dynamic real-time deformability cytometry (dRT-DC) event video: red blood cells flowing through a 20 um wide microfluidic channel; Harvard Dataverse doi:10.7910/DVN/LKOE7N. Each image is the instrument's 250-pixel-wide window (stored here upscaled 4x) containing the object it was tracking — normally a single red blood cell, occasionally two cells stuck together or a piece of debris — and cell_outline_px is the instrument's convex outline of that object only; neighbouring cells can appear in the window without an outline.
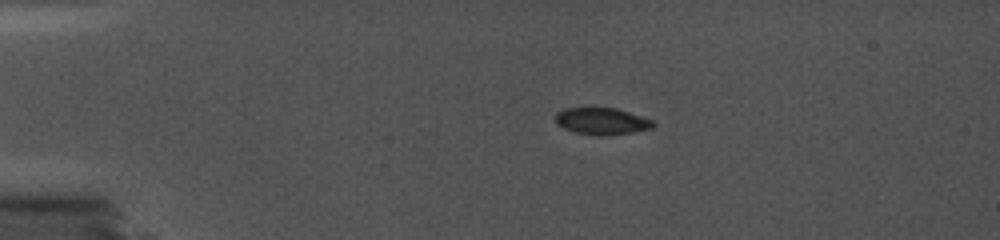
{"species": "common noctule bat (a hibernating species)", "species_latin": "Nyctalus noctula", "temperature_condition": "cold", "stored_images_in_passage": 67, "camera_frame_rate_fps": 5000, "um_per_image_px": 0.085, "animal": {"sex": "female", "body_mass_g": 19.0, "forearm_length_mm": 56.7}, "frame": {"image": 1, "passage_image": 1, "time_ms": 0.0, "image_size_px": [1000, 240], "cell_outline_px": [[656, 124], [652, 128], [632, 132], [600, 136], [576, 132], [564, 128], [556, 124], [556, 112], [564, 108], [616, 108], [652, 120]], "centroid_in_image_um": [51.13, 10.3], "position_along_channel_um": 33.9, "area_um2": 15.09}}
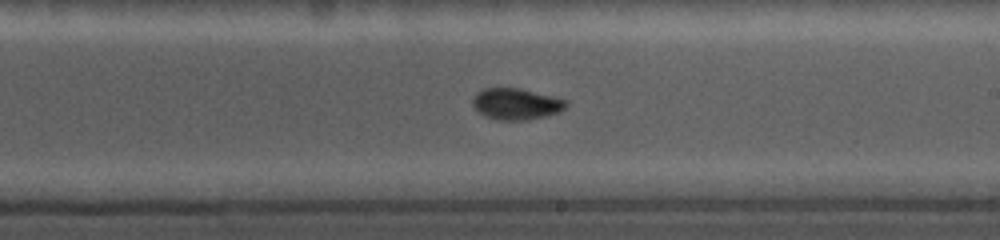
{"frame": {"image": 2, "passage_image": 37, "time_ms": 7.2, "image_size_px": [1000, 240], "cell_outline_px": [[568, 104], [560, 112], [528, 120], [496, 120], [484, 116], [472, 104], [472, 96], [476, 92], [484, 88], [520, 88], [568, 100]], "centroid_in_image_um": [43.86, 8.83], "position_along_channel_um": 245.1, "area_um2": 17.17}}
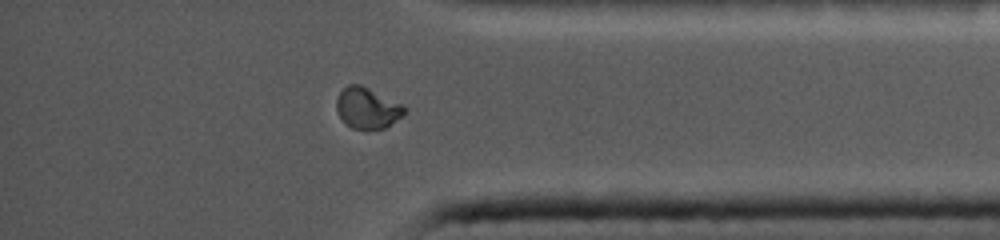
{"frame": {"image": 3, "passage_image": 58, "time_ms": 11.4, "image_size_px": [1000, 240], "cell_outline_px": [[408, 108], [404, 116], [384, 128], [352, 128], [344, 124], [336, 108], [336, 100], [340, 92], [348, 84], [360, 84], [404, 104]], "centroid_in_image_um": [31.26, 9.17], "position_along_channel_um": 403.9, "area_um2": 16.36}}